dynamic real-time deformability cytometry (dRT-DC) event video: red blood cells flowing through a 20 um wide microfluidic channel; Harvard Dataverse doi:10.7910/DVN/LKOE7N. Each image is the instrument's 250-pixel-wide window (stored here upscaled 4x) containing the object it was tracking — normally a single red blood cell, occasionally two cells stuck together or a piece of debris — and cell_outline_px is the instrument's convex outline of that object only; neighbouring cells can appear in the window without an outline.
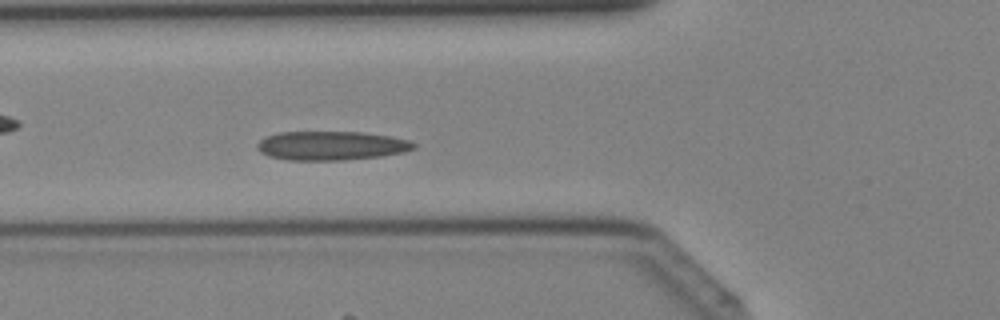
{"species": "Egyptian fruit bat (a non-hibernating species)", "species_latin": "Rousettus aegyptiacus", "temperature_condition": "cold", "stored_images_in_passage": 40, "camera_frame_rate_fps": 3000, "um_per_image_px": 0.085, "animal": {"sex": "female"}, "frame": {"image": 1, "passage_image": 14, "time_ms": 4.333, "image_size_px": [1000, 320], "cell_outline_px": [[416, 148], [404, 152], [380, 156], [344, 160], [288, 160], [268, 156], [260, 152], [256, 148], [256, 144], [264, 136], [280, 132], [360, 132], [392, 136], [412, 140], [416, 144]], "centroid_in_image_um": [28.16, 12.38], "position_along_channel_um": 97.6, "area_um2": 26.7}}
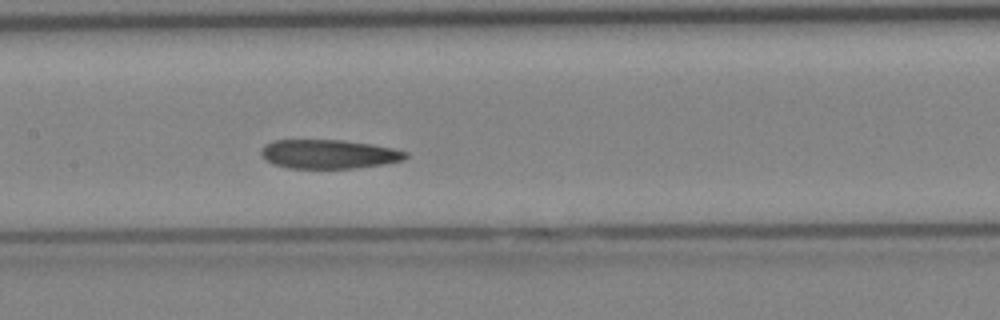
{"frame": {"image": 2, "passage_image": 19, "time_ms": 6.0, "image_size_px": [1000, 320], "cell_outline_px": [[408, 156], [404, 160], [384, 164], [356, 168], [288, 168], [272, 164], [264, 160], [260, 152], [264, 144], [272, 140], [340, 140], [372, 144], [392, 148], [408, 152]], "centroid_in_image_um": [27.92, 13.1], "position_along_channel_um": 179.5, "area_um2": 24.62}}
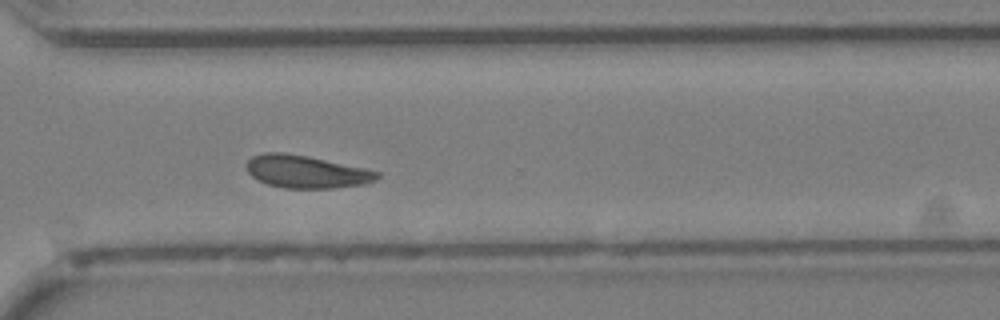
{"frame": {"image": 3, "passage_image": 29, "time_ms": 9.333, "image_size_px": [1000, 320], "cell_outline_px": [[380, 176], [376, 180], [364, 184], [332, 188], [284, 188], [268, 184], [252, 176], [248, 172], [248, 160], [252, 156], [264, 152], [284, 152], [364, 168], [380, 172]], "centroid_in_image_um": [26.04, 14.6], "position_along_channel_um": 344.6, "area_um2": 24.45}}